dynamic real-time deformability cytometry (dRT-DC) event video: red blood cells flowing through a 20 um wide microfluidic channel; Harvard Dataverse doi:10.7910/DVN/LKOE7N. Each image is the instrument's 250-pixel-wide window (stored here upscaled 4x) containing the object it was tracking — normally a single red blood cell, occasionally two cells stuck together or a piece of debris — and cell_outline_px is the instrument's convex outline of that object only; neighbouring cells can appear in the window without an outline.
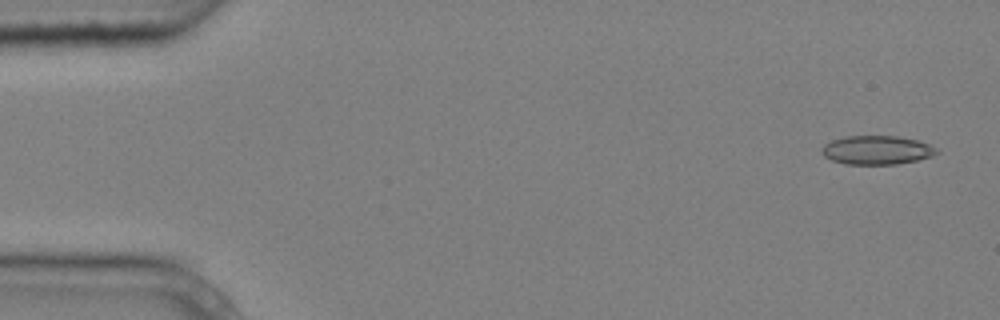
{"species": "common noctule bat (a hibernating species)", "species_latin": "Nyctalus noctula", "temperature_condition": "cold", "stored_images_in_passage": 6, "camera_frame_rate_fps": 3000, "um_per_image_px": 0.085, "animal": {"sex": "male", "body_mass_g": 20.4}, "frame": {"image": 1, "passage_image": 1, "time_ms": 0.0, "image_size_px": [1000, 320], "cell_outline_px": [[940, 152], [932, 156], [916, 160], [896, 164], [844, 164], [832, 160], [824, 156], [820, 152], [824, 144], [832, 140], [844, 136], [896, 136], [920, 140], [936, 148]], "centroid_in_image_um": [74.52, 12.75], "position_along_channel_um": 10.5, "area_um2": 19.36}}
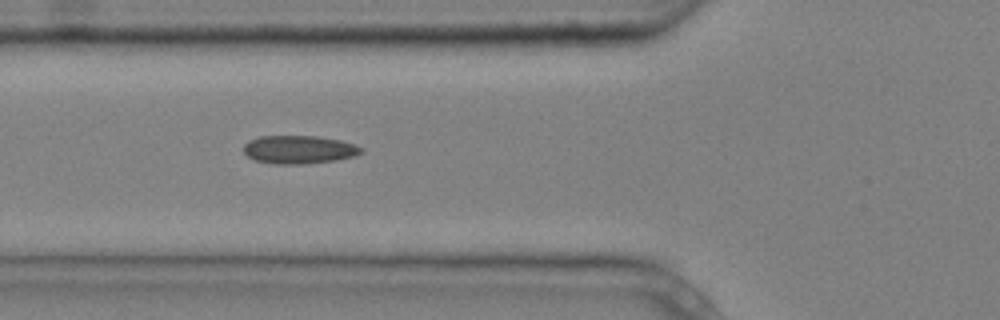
{"frame": {"image": 2, "passage_image": 6, "time_ms": 1.667, "image_size_px": [1000, 320], "cell_outline_px": [[364, 152], [352, 156], [336, 160], [304, 164], [276, 164], [256, 160], [248, 156], [244, 152], [244, 144], [248, 140], [260, 136], [316, 136], [340, 140], [356, 144], [364, 148]], "centroid_in_image_um": [25.43, 12.71], "position_along_channel_um": 100.4, "area_um2": 19.36}}